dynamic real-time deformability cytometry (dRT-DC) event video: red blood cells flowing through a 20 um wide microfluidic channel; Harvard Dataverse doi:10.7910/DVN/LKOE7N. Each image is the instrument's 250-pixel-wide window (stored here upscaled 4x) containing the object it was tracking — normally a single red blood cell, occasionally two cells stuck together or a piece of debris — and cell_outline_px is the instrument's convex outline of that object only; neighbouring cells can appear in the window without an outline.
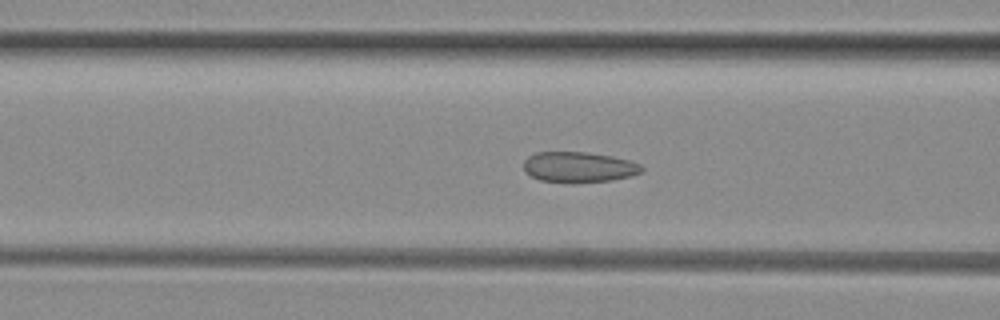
{"species": "common noctule bat (a hibernating species)", "species_latin": "Nyctalus noctula", "temperature_condition": "room temperature", "stored_images_in_passage": 51, "camera_frame_rate_fps": 3000, "um_per_image_px": 0.085, "animal": {"sex": "female", "body_mass_g": 29.2, "forearm_length_mm": 56.3}, "frame": {"image": 1, "passage_image": 20, "time_ms": 6.333, "image_size_px": [1000, 320], "cell_outline_px": [[644, 172], [632, 176], [612, 180], [572, 184], [568, 184], [540, 180], [532, 176], [524, 168], [524, 160], [528, 156], [536, 152], [588, 152], [612, 156], [628, 160], [640, 164], [644, 168]], "centroid_in_image_um": [49.23, 14.22], "position_along_channel_um": 117.4, "area_um2": 21.39}}
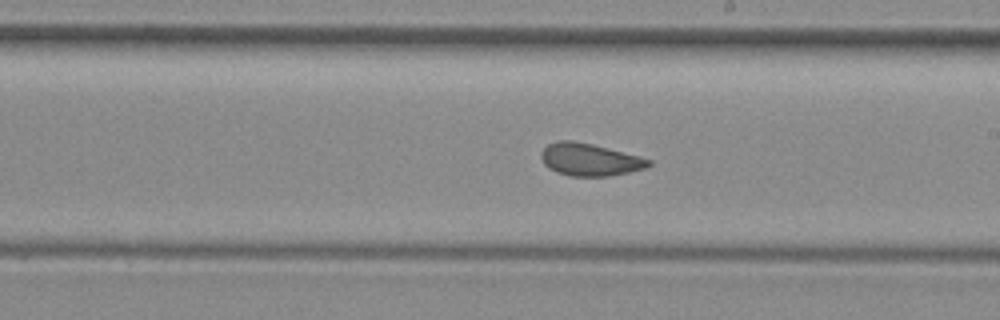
{"frame": {"image": 2, "passage_image": 29, "time_ms": 9.333, "image_size_px": [1000, 320], "cell_outline_px": [[652, 164], [644, 168], [628, 172], [608, 176], [568, 176], [556, 172], [548, 168], [544, 164], [540, 156], [540, 152], [548, 144], [556, 140], [572, 140], [592, 144], [640, 156], [652, 160]], "centroid_in_image_um": [50.09, 13.56], "position_along_channel_um": 238.9, "area_um2": 20.4}}
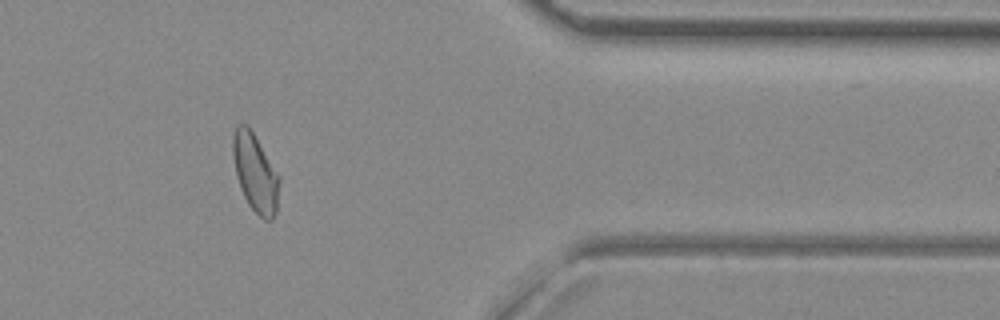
{"frame": {"image": 3, "passage_image": 42, "time_ms": 13.667, "image_size_px": [1000, 320], "cell_outline_px": [[280, 180], [276, 212], [272, 220], [264, 220], [248, 204], [240, 188], [236, 176], [232, 156], [232, 136], [236, 124], [244, 124], [252, 132], [280, 176]], "centroid_in_image_um": [21.68, 14.7], "position_along_channel_um": 389.7, "area_um2": 21.04}, "authors_computed_cell_mechanics": {"area_um2": 21.386, "velocity_mm_per_s": 4.0551, "shape_relaxation_time_tau1_ms": null, "shape_relaxation_time_tau2_ms": 1.1052, "deformation_change_tau1": null, "deformation_change_tau2": 0.0646}}